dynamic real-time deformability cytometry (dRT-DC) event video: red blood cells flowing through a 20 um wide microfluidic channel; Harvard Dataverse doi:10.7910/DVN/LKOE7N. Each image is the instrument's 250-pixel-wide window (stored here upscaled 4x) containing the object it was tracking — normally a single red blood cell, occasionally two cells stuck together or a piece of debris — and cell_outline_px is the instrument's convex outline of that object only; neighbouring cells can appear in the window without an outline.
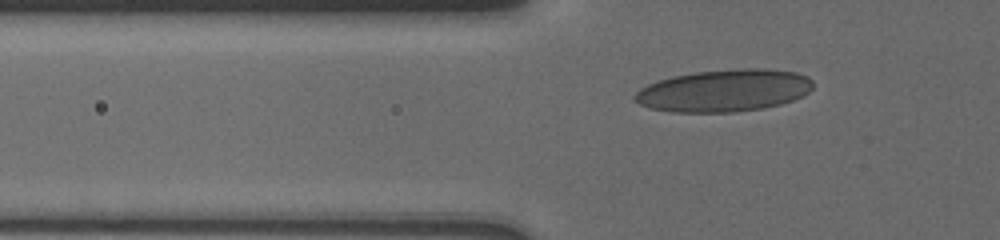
{"species": "human", "species_latin": "Homo sapiens", "temperature_condition": "cold", "stored_images_in_passage": 46, "camera_frame_rate_fps": 3000, "um_per_image_px": 0.085, "donor": {"sex": "male"}, "frame": {"image": 1, "passage_image": 5, "time_ms": 1.333, "image_size_px": [1000, 240], "cell_outline_px": [[812, 88], [804, 96], [780, 104], [764, 108], [732, 112], [672, 112], [648, 108], [632, 100], [632, 96], [640, 88], [656, 80], [672, 76], [696, 72], [740, 68], [764, 68], [796, 72], [808, 76], [812, 80]], "centroid_in_image_um": [61.52, 7.69], "position_along_channel_um": 64.3, "area_um2": 44.22}}
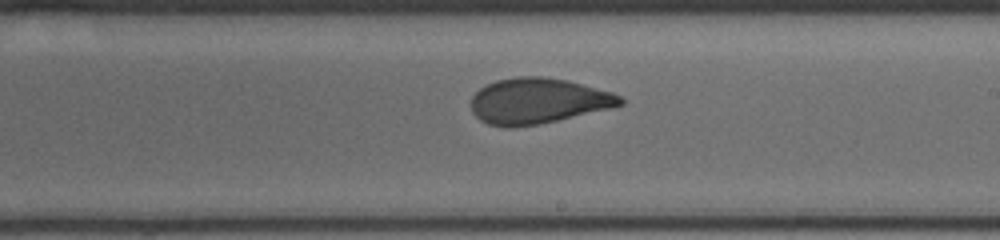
{"frame": {"image": 2, "passage_image": 20, "time_ms": 6.333, "image_size_px": [1000, 240], "cell_outline_px": [[624, 104], [608, 108], [556, 120], [536, 124], [508, 128], [488, 124], [480, 120], [472, 112], [472, 96], [480, 88], [496, 80], [516, 76], [544, 76], [568, 80], [612, 92], [620, 96], [624, 100]], "centroid_in_image_um": [45.7, 8.56], "position_along_channel_um": 243.3, "area_um2": 39.36}}
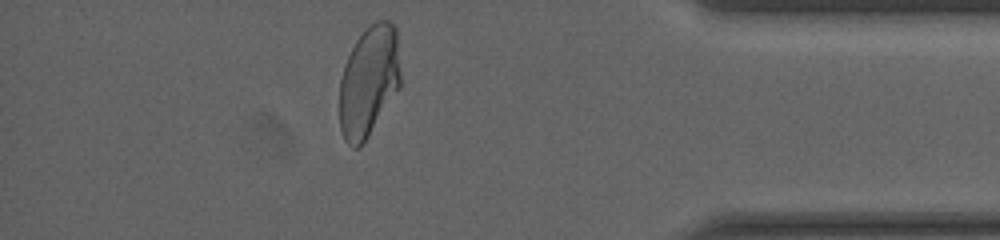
{"frame": {"image": 3, "passage_image": 37, "time_ms": 11.333, "image_size_px": [1000, 240], "cell_outline_px": [[400, 88], [360, 148], [352, 148], [344, 140], [340, 128], [340, 80], [344, 64], [356, 40], [376, 20], [388, 20], [396, 24], [400, 76]], "centroid_in_image_um": [31.35, 6.92], "position_along_channel_um": 403.8, "area_um2": 39.48}}